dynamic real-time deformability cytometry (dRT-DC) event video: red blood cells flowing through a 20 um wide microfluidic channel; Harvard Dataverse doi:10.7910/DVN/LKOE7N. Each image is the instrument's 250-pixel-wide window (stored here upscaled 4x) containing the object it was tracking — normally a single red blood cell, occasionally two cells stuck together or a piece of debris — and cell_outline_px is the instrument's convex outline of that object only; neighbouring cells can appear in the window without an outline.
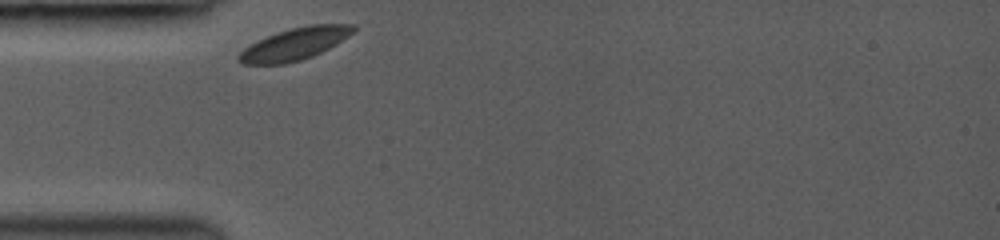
{"species": "common noctule bat (a hibernating species)", "species_latin": "Nyctalus noctula", "temperature_condition": "room temperature", "stored_images_in_passage": 2, "camera_frame_rate_fps": 3000, "um_per_image_px": 0.085, "animal": {"sex": "female", "body_mass_g": 19.0, "forearm_length_mm": 53.3}, "frame": {"image": 1, "passage_image": 1, "time_ms": 0.0, "image_size_px": [1000, 240], "cell_outline_px": [[356, 28], [348, 36], [336, 44], [312, 56], [300, 60], [284, 64], [244, 64], [236, 60], [236, 56], [244, 48], [276, 32], [308, 24], [356, 24]], "centroid_in_image_um": [25.05, 3.73], "position_along_channel_um": 60.0, "area_um2": 21.21}}
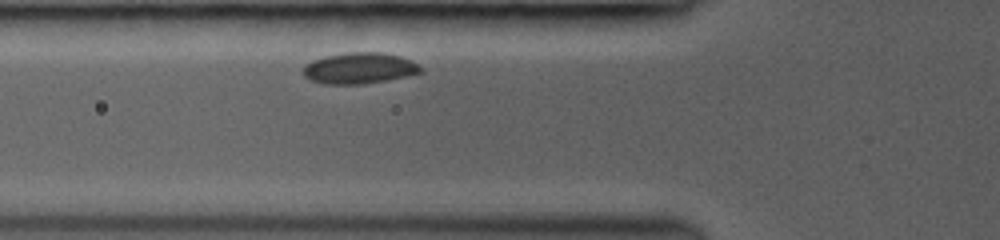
{"frame": {"image": 2, "passage_image": 2, "time_ms": 1.0, "image_size_px": [1000, 240], "cell_outline_px": [[424, 72], [384, 80], [360, 84], [324, 84], [312, 80], [304, 76], [304, 64], [312, 60], [324, 56], [348, 52], [384, 52], [400, 56], [416, 64]], "centroid_in_image_um": [30.5, 5.78], "position_along_channel_um": 95.3, "area_um2": 21.04}}